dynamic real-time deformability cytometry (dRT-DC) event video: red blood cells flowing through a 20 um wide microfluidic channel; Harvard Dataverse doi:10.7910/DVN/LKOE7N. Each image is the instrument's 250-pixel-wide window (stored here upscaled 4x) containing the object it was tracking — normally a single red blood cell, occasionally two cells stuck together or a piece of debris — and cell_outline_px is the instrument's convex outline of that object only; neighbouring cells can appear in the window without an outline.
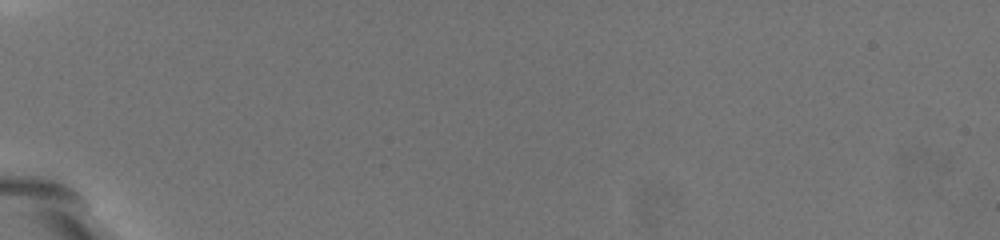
{"species": "common noctule bat (a hibernating species)", "species_latin": "Nyctalus noctula", "temperature_condition": "warm", "stored_images_in_passage": 2, "camera_frame_rate_fps": 3000, "um_per_image_px": 0.085, "animal": {"sex": "female", "body_mass_g": 19.5, "forearm_length_mm": 54.1}, "frame": {"image": 1, "passage_image": 1, "time_ms": 0.0, "image_size_px": [1000, 240], "cell_outline_px": [[168, 104], [160, 104], [148, 96], [88, 36], [96, 24], [108, 24], [140, 40]], "centroid_in_image_um": [10.95, 4.97], "position_along_channel_um": 74.1, "area_um2": 17.51}}